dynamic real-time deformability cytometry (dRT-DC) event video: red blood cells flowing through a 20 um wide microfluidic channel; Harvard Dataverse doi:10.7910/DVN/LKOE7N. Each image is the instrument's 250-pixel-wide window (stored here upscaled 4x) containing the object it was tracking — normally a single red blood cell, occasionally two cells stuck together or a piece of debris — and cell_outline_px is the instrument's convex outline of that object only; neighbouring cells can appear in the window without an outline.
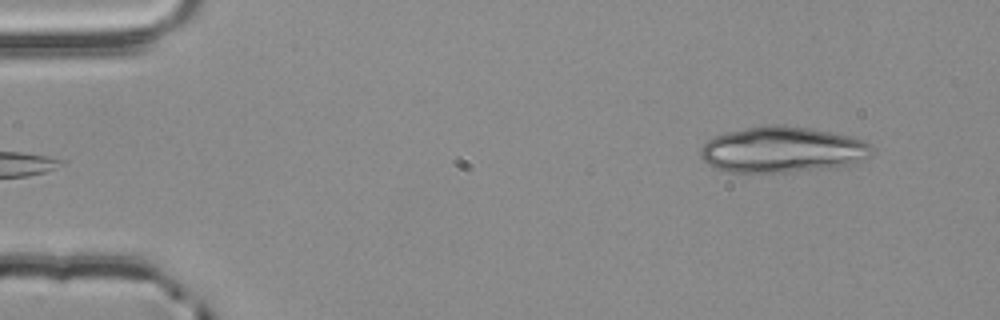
{"species": "common noctule bat (a hibernating species)", "species_latin": "Nyctalus noctula", "temperature_condition": "room temperature", "stored_images_in_passage": 2, "camera_frame_rate_fps": 3000, "um_per_image_px": 0.085, "animal": {"sex": "male", "body_mass_g": 20.4}, "frame": {"image": 1, "passage_image": 2, "time_ms": 0.333, "image_size_px": [1000, 320], "cell_outline_px": [[872, 152], [868, 156], [848, 164], [792, 172], [728, 172], [716, 168], [708, 164], [700, 156], [700, 148], [708, 140], [716, 136], [728, 132], [764, 124], [780, 124], [808, 128], [848, 136], [864, 140], [872, 144]], "centroid_in_image_um": [66.44, 12.71], "position_along_channel_um": 18.6, "area_um2": 45.32}}